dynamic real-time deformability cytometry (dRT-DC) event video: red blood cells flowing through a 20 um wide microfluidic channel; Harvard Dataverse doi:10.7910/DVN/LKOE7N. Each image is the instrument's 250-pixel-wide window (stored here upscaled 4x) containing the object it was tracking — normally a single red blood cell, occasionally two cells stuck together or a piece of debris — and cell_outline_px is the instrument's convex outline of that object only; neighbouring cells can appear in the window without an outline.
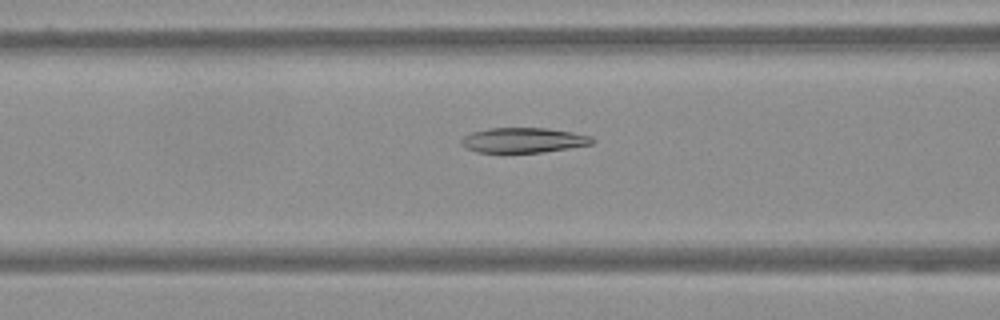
{"species": "Egyptian fruit bat (a non-hibernating species)", "species_latin": "Rousettus aegyptiacus", "temperature_condition": "warm", "stored_images_in_passage": 48, "camera_frame_rate_fps": 3000, "um_per_image_px": 0.085, "frame": {"image": 1, "passage_image": 13, "time_ms": 4.0, "image_size_px": [1000, 320], "cell_outline_px": [[596, 140], [592, 144], [544, 152], [476, 152], [460, 144], [460, 140], [464, 136], [472, 132], [488, 128], [548, 128], [572, 132], [592, 136]], "centroid_in_image_um": [44.5, 11.91], "position_along_channel_um": 122.1, "area_um2": 19.07}}
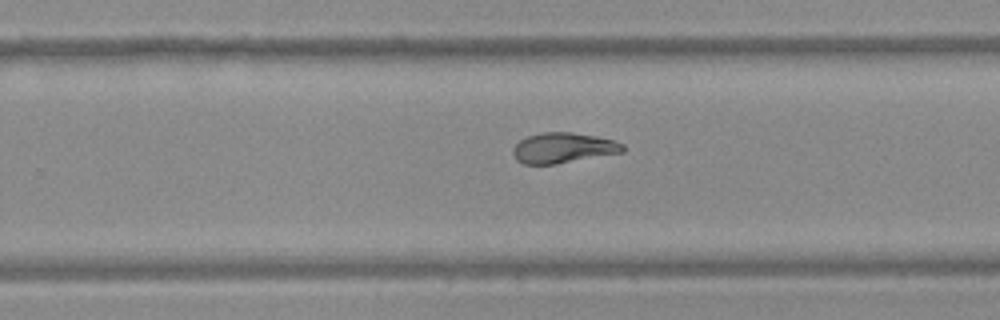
{"frame": {"image": 2, "passage_image": 27, "time_ms": 8.667, "image_size_px": [1000, 320], "cell_outline_px": [[624, 152], [556, 164], [524, 164], [516, 160], [512, 152], [512, 148], [520, 140], [528, 136], [544, 132], [572, 132], [596, 136], [612, 140], [624, 144]], "centroid_in_image_um": [47.86, 12.57], "position_along_channel_um": 281.9, "area_um2": 19.42}}
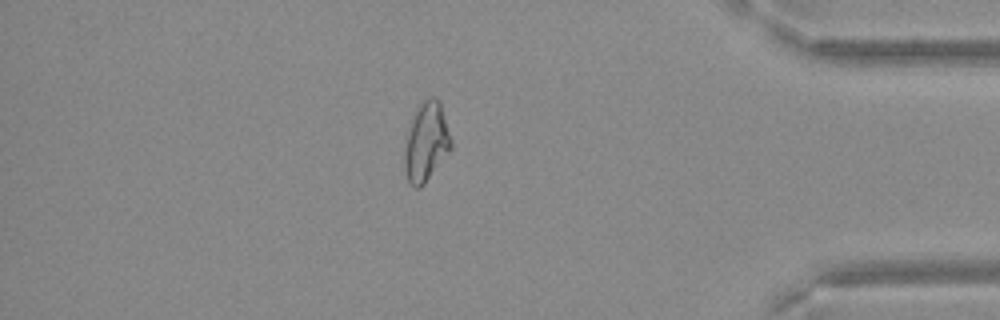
{"frame": {"image": 3, "passage_image": 40, "time_ms": 13.0, "image_size_px": [1000, 320], "cell_outline_px": [[452, 148], [424, 184], [420, 188], [416, 188], [408, 180], [404, 168], [404, 152], [408, 132], [416, 108], [428, 96], [436, 96], [440, 100], [452, 140]], "centroid_in_image_um": [36.25, 12.04], "position_along_channel_um": 399.0, "area_um2": 21.39}}